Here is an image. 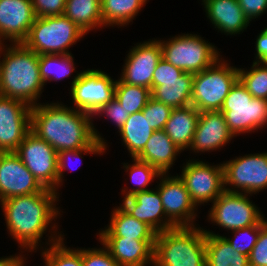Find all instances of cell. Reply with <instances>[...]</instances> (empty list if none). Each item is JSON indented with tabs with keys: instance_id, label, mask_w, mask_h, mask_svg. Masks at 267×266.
<instances>
[{
	"instance_id": "obj_10",
	"label": "cell",
	"mask_w": 267,
	"mask_h": 266,
	"mask_svg": "<svg viewBox=\"0 0 267 266\" xmlns=\"http://www.w3.org/2000/svg\"><path fill=\"white\" fill-rule=\"evenodd\" d=\"M69 83L74 109L93 115L115 97L117 79L101 69H86L76 73Z\"/></svg>"
},
{
	"instance_id": "obj_31",
	"label": "cell",
	"mask_w": 267,
	"mask_h": 266,
	"mask_svg": "<svg viewBox=\"0 0 267 266\" xmlns=\"http://www.w3.org/2000/svg\"><path fill=\"white\" fill-rule=\"evenodd\" d=\"M73 54H44L39 55V70L45 86L47 82H59L78 72L74 63Z\"/></svg>"
},
{
	"instance_id": "obj_45",
	"label": "cell",
	"mask_w": 267,
	"mask_h": 266,
	"mask_svg": "<svg viewBox=\"0 0 267 266\" xmlns=\"http://www.w3.org/2000/svg\"><path fill=\"white\" fill-rule=\"evenodd\" d=\"M255 59L257 62H267V26L264 27L255 41Z\"/></svg>"
},
{
	"instance_id": "obj_34",
	"label": "cell",
	"mask_w": 267,
	"mask_h": 266,
	"mask_svg": "<svg viewBox=\"0 0 267 266\" xmlns=\"http://www.w3.org/2000/svg\"><path fill=\"white\" fill-rule=\"evenodd\" d=\"M64 240L65 237L40 250L41 258L48 266H82V247H68Z\"/></svg>"
},
{
	"instance_id": "obj_36",
	"label": "cell",
	"mask_w": 267,
	"mask_h": 266,
	"mask_svg": "<svg viewBox=\"0 0 267 266\" xmlns=\"http://www.w3.org/2000/svg\"><path fill=\"white\" fill-rule=\"evenodd\" d=\"M105 150V145H103L100 141L97 139L89 146L84 147L82 149H77V150H68V151H60L58 152V165H57V174H58V193H59V188L63 186L64 180L63 179L65 176V172L67 170H73L71 167L68 165L71 162V159L75 160H80L82 162L83 155L87 154L89 155H104L106 154ZM73 162V161H72ZM78 162V161H77ZM71 165V164H70ZM70 168V169H69Z\"/></svg>"
},
{
	"instance_id": "obj_27",
	"label": "cell",
	"mask_w": 267,
	"mask_h": 266,
	"mask_svg": "<svg viewBox=\"0 0 267 266\" xmlns=\"http://www.w3.org/2000/svg\"><path fill=\"white\" fill-rule=\"evenodd\" d=\"M193 75L184 72L178 80L161 81V85L151 91L152 98L172 109L191 105Z\"/></svg>"
},
{
	"instance_id": "obj_42",
	"label": "cell",
	"mask_w": 267,
	"mask_h": 266,
	"mask_svg": "<svg viewBox=\"0 0 267 266\" xmlns=\"http://www.w3.org/2000/svg\"><path fill=\"white\" fill-rule=\"evenodd\" d=\"M35 17L63 15L66 0H31Z\"/></svg>"
},
{
	"instance_id": "obj_13",
	"label": "cell",
	"mask_w": 267,
	"mask_h": 266,
	"mask_svg": "<svg viewBox=\"0 0 267 266\" xmlns=\"http://www.w3.org/2000/svg\"><path fill=\"white\" fill-rule=\"evenodd\" d=\"M14 153L44 188L58 192V152L51 145L30 131Z\"/></svg>"
},
{
	"instance_id": "obj_3",
	"label": "cell",
	"mask_w": 267,
	"mask_h": 266,
	"mask_svg": "<svg viewBox=\"0 0 267 266\" xmlns=\"http://www.w3.org/2000/svg\"><path fill=\"white\" fill-rule=\"evenodd\" d=\"M44 87L39 55L23 43L0 44V96L21 100L32 107L40 103Z\"/></svg>"
},
{
	"instance_id": "obj_47",
	"label": "cell",
	"mask_w": 267,
	"mask_h": 266,
	"mask_svg": "<svg viewBox=\"0 0 267 266\" xmlns=\"http://www.w3.org/2000/svg\"><path fill=\"white\" fill-rule=\"evenodd\" d=\"M43 261H44V262H43V265H44V266H48V264H47L46 260H45V259H43Z\"/></svg>"
},
{
	"instance_id": "obj_24",
	"label": "cell",
	"mask_w": 267,
	"mask_h": 266,
	"mask_svg": "<svg viewBox=\"0 0 267 266\" xmlns=\"http://www.w3.org/2000/svg\"><path fill=\"white\" fill-rule=\"evenodd\" d=\"M110 215L107 227L100 228L96 237L156 239L157 232L153 228L128 214L120 205L115 206Z\"/></svg>"
},
{
	"instance_id": "obj_37",
	"label": "cell",
	"mask_w": 267,
	"mask_h": 266,
	"mask_svg": "<svg viewBox=\"0 0 267 266\" xmlns=\"http://www.w3.org/2000/svg\"><path fill=\"white\" fill-rule=\"evenodd\" d=\"M267 223V218L265 217L259 224L251 225L248 227L232 230L231 238L222 235L233 247L234 250L239 251L249 257L254 245L256 244L260 229Z\"/></svg>"
},
{
	"instance_id": "obj_44",
	"label": "cell",
	"mask_w": 267,
	"mask_h": 266,
	"mask_svg": "<svg viewBox=\"0 0 267 266\" xmlns=\"http://www.w3.org/2000/svg\"><path fill=\"white\" fill-rule=\"evenodd\" d=\"M238 2L250 22L267 13V0H238Z\"/></svg>"
},
{
	"instance_id": "obj_35",
	"label": "cell",
	"mask_w": 267,
	"mask_h": 266,
	"mask_svg": "<svg viewBox=\"0 0 267 266\" xmlns=\"http://www.w3.org/2000/svg\"><path fill=\"white\" fill-rule=\"evenodd\" d=\"M238 79L253 98L267 100V62L253 61L250 69L238 67Z\"/></svg>"
},
{
	"instance_id": "obj_6",
	"label": "cell",
	"mask_w": 267,
	"mask_h": 266,
	"mask_svg": "<svg viewBox=\"0 0 267 266\" xmlns=\"http://www.w3.org/2000/svg\"><path fill=\"white\" fill-rule=\"evenodd\" d=\"M157 40L162 49V58L184 72H201L222 57L218 51L220 49L199 34L182 33Z\"/></svg>"
},
{
	"instance_id": "obj_4",
	"label": "cell",
	"mask_w": 267,
	"mask_h": 266,
	"mask_svg": "<svg viewBox=\"0 0 267 266\" xmlns=\"http://www.w3.org/2000/svg\"><path fill=\"white\" fill-rule=\"evenodd\" d=\"M205 238L200 225L157 233L153 266H206Z\"/></svg>"
},
{
	"instance_id": "obj_15",
	"label": "cell",
	"mask_w": 267,
	"mask_h": 266,
	"mask_svg": "<svg viewBox=\"0 0 267 266\" xmlns=\"http://www.w3.org/2000/svg\"><path fill=\"white\" fill-rule=\"evenodd\" d=\"M119 78L127 84L149 88L152 91L154 70L162 58V49L157 38L138 42L131 46Z\"/></svg>"
},
{
	"instance_id": "obj_12",
	"label": "cell",
	"mask_w": 267,
	"mask_h": 266,
	"mask_svg": "<svg viewBox=\"0 0 267 266\" xmlns=\"http://www.w3.org/2000/svg\"><path fill=\"white\" fill-rule=\"evenodd\" d=\"M179 177L183 180L190 198L199 209L213 203L224 192L223 165L192 159L182 164Z\"/></svg>"
},
{
	"instance_id": "obj_43",
	"label": "cell",
	"mask_w": 267,
	"mask_h": 266,
	"mask_svg": "<svg viewBox=\"0 0 267 266\" xmlns=\"http://www.w3.org/2000/svg\"><path fill=\"white\" fill-rule=\"evenodd\" d=\"M249 266H267V223L260 229V234L249 257Z\"/></svg>"
},
{
	"instance_id": "obj_17",
	"label": "cell",
	"mask_w": 267,
	"mask_h": 266,
	"mask_svg": "<svg viewBox=\"0 0 267 266\" xmlns=\"http://www.w3.org/2000/svg\"><path fill=\"white\" fill-rule=\"evenodd\" d=\"M43 189L14 152L0 153V202L7 198L38 193Z\"/></svg>"
},
{
	"instance_id": "obj_41",
	"label": "cell",
	"mask_w": 267,
	"mask_h": 266,
	"mask_svg": "<svg viewBox=\"0 0 267 266\" xmlns=\"http://www.w3.org/2000/svg\"><path fill=\"white\" fill-rule=\"evenodd\" d=\"M184 73L183 70L176 68L171 63L161 58L156 66L152 78V90L161 85V81L178 80Z\"/></svg>"
},
{
	"instance_id": "obj_5",
	"label": "cell",
	"mask_w": 267,
	"mask_h": 266,
	"mask_svg": "<svg viewBox=\"0 0 267 266\" xmlns=\"http://www.w3.org/2000/svg\"><path fill=\"white\" fill-rule=\"evenodd\" d=\"M86 34L64 14L36 17L27 38L22 42L37 55L71 54L74 47Z\"/></svg>"
},
{
	"instance_id": "obj_23",
	"label": "cell",
	"mask_w": 267,
	"mask_h": 266,
	"mask_svg": "<svg viewBox=\"0 0 267 266\" xmlns=\"http://www.w3.org/2000/svg\"><path fill=\"white\" fill-rule=\"evenodd\" d=\"M181 153L183 151L175 145L164 130H156L135 158L150 164L160 174H167Z\"/></svg>"
},
{
	"instance_id": "obj_1",
	"label": "cell",
	"mask_w": 267,
	"mask_h": 266,
	"mask_svg": "<svg viewBox=\"0 0 267 266\" xmlns=\"http://www.w3.org/2000/svg\"><path fill=\"white\" fill-rule=\"evenodd\" d=\"M59 197L60 193L44 188L38 193L7 198L0 202L8 236L18 243L20 251L27 252V257L28 253L42 250L65 236L56 222L63 213L57 207ZM44 234L48 238L45 243L42 242L46 238L43 237Z\"/></svg>"
},
{
	"instance_id": "obj_26",
	"label": "cell",
	"mask_w": 267,
	"mask_h": 266,
	"mask_svg": "<svg viewBox=\"0 0 267 266\" xmlns=\"http://www.w3.org/2000/svg\"><path fill=\"white\" fill-rule=\"evenodd\" d=\"M206 266H249L248 256L234 250L219 233L205 230Z\"/></svg>"
},
{
	"instance_id": "obj_25",
	"label": "cell",
	"mask_w": 267,
	"mask_h": 266,
	"mask_svg": "<svg viewBox=\"0 0 267 266\" xmlns=\"http://www.w3.org/2000/svg\"><path fill=\"white\" fill-rule=\"evenodd\" d=\"M200 112L193 105L172 109L170 117L165 124L164 132L184 151L189 149L192 142Z\"/></svg>"
},
{
	"instance_id": "obj_33",
	"label": "cell",
	"mask_w": 267,
	"mask_h": 266,
	"mask_svg": "<svg viewBox=\"0 0 267 266\" xmlns=\"http://www.w3.org/2000/svg\"><path fill=\"white\" fill-rule=\"evenodd\" d=\"M152 97L151 89L124 83L117 79L115 98L129 115L140 112Z\"/></svg>"
},
{
	"instance_id": "obj_39",
	"label": "cell",
	"mask_w": 267,
	"mask_h": 266,
	"mask_svg": "<svg viewBox=\"0 0 267 266\" xmlns=\"http://www.w3.org/2000/svg\"><path fill=\"white\" fill-rule=\"evenodd\" d=\"M92 116L93 119L107 117V119L110 120L111 124L117 127L116 130L118 131L116 133H119V131L123 128L124 123L129 118L128 112L124 108H122L121 104L115 97L111 101L103 105Z\"/></svg>"
},
{
	"instance_id": "obj_19",
	"label": "cell",
	"mask_w": 267,
	"mask_h": 266,
	"mask_svg": "<svg viewBox=\"0 0 267 266\" xmlns=\"http://www.w3.org/2000/svg\"><path fill=\"white\" fill-rule=\"evenodd\" d=\"M35 18L31 0H0V44L22 43Z\"/></svg>"
},
{
	"instance_id": "obj_21",
	"label": "cell",
	"mask_w": 267,
	"mask_h": 266,
	"mask_svg": "<svg viewBox=\"0 0 267 266\" xmlns=\"http://www.w3.org/2000/svg\"><path fill=\"white\" fill-rule=\"evenodd\" d=\"M120 266H153L156 239L97 237Z\"/></svg>"
},
{
	"instance_id": "obj_20",
	"label": "cell",
	"mask_w": 267,
	"mask_h": 266,
	"mask_svg": "<svg viewBox=\"0 0 267 266\" xmlns=\"http://www.w3.org/2000/svg\"><path fill=\"white\" fill-rule=\"evenodd\" d=\"M119 205L131 216L147 223L157 233L176 227L166 217L156 187L135 193L133 196L123 199L122 204Z\"/></svg>"
},
{
	"instance_id": "obj_11",
	"label": "cell",
	"mask_w": 267,
	"mask_h": 266,
	"mask_svg": "<svg viewBox=\"0 0 267 266\" xmlns=\"http://www.w3.org/2000/svg\"><path fill=\"white\" fill-rule=\"evenodd\" d=\"M253 195L224 191L208 210L207 220L226 231L259 224L265 217L250 199Z\"/></svg>"
},
{
	"instance_id": "obj_8",
	"label": "cell",
	"mask_w": 267,
	"mask_h": 266,
	"mask_svg": "<svg viewBox=\"0 0 267 266\" xmlns=\"http://www.w3.org/2000/svg\"><path fill=\"white\" fill-rule=\"evenodd\" d=\"M220 111L234 137L267 127V100L253 98L239 79L230 89Z\"/></svg>"
},
{
	"instance_id": "obj_46",
	"label": "cell",
	"mask_w": 267,
	"mask_h": 266,
	"mask_svg": "<svg viewBox=\"0 0 267 266\" xmlns=\"http://www.w3.org/2000/svg\"><path fill=\"white\" fill-rule=\"evenodd\" d=\"M20 252L19 254L16 253L14 255L0 257V266H26V263L28 262L26 261L27 257H25L26 252L24 251Z\"/></svg>"
},
{
	"instance_id": "obj_18",
	"label": "cell",
	"mask_w": 267,
	"mask_h": 266,
	"mask_svg": "<svg viewBox=\"0 0 267 266\" xmlns=\"http://www.w3.org/2000/svg\"><path fill=\"white\" fill-rule=\"evenodd\" d=\"M234 138L221 111L200 112L196 130L188 151L197 155L223 150ZM192 151V152H191Z\"/></svg>"
},
{
	"instance_id": "obj_7",
	"label": "cell",
	"mask_w": 267,
	"mask_h": 266,
	"mask_svg": "<svg viewBox=\"0 0 267 266\" xmlns=\"http://www.w3.org/2000/svg\"><path fill=\"white\" fill-rule=\"evenodd\" d=\"M224 57L193 75L191 105L199 112L220 111L226 96L238 80V67Z\"/></svg>"
},
{
	"instance_id": "obj_16",
	"label": "cell",
	"mask_w": 267,
	"mask_h": 266,
	"mask_svg": "<svg viewBox=\"0 0 267 266\" xmlns=\"http://www.w3.org/2000/svg\"><path fill=\"white\" fill-rule=\"evenodd\" d=\"M31 131V106L0 96V153L15 152Z\"/></svg>"
},
{
	"instance_id": "obj_22",
	"label": "cell",
	"mask_w": 267,
	"mask_h": 266,
	"mask_svg": "<svg viewBox=\"0 0 267 266\" xmlns=\"http://www.w3.org/2000/svg\"><path fill=\"white\" fill-rule=\"evenodd\" d=\"M201 2L212 26L226 36L239 35L250 26V21L238 0H202Z\"/></svg>"
},
{
	"instance_id": "obj_29",
	"label": "cell",
	"mask_w": 267,
	"mask_h": 266,
	"mask_svg": "<svg viewBox=\"0 0 267 266\" xmlns=\"http://www.w3.org/2000/svg\"><path fill=\"white\" fill-rule=\"evenodd\" d=\"M149 0H101L103 26L126 27L133 23Z\"/></svg>"
},
{
	"instance_id": "obj_28",
	"label": "cell",
	"mask_w": 267,
	"mask_h": 266,
	"mask_svg": "<svg viewBox=\"0 0 267 266\" xmlns=\"http://www.w3.org/2000/svg\"><path fill=\"white\" fill-rule=\"evenodd\" d=\"M64 15L86 35L104 29L101 0H66Z\"/></svg>"
},
{
	"instance_id": "obj_2",
	"label": "cell",
	"mask_w": 267,
	"mask_h": 266,
	"mask_svg": "<svg viewBox=\"0 0 267 266\" xmlns=\"http://www.w3.org/2000/svg\"><path fill=\"white\" fill-rule=\"evenodd\" d=\"M93 123L92 115L63 102H40L31 107V132L57 152L82 149L96 139L107 150V140Z\"/></svg>"
},
{
	"instance_id": "obj_9",
	"label": "cell",
	"mask_w": 267,
	"mask_h": 266,
	"mask_svg": "<svg viewBox=\"0 0 267 266\" xmlns=\"http://www.w3.org/2000/svg\"><path fill=\"white\" fill-rule=\"evenodd\" d=\"M224 191L257 195L267 189V152L244 154L222 162Z\"/></svg>"
},
{
	"instance_id": "obj_14",
	"label": "cell",
	"mask_w": 267,
	"mask_h": 266,
	"mask_svg": "<svg viewBox=\"0 0 267 266\" xmlns=\"http://www.w3.org/2000/svg\"><path fill=\"white\" fill-rule=\"evenodd\" d=\"M155 187L159 191L166 217L176 226H197L198 208L190 198L183 180L171 173L160 174Z\"/></svg>"
},
{
	"instance_id": "obj_40",
	"label": "cell",
	"mask_w": 267,
	"mask_h": 266,
	"mask_svg": "<svg viewBox=\"0 0 267 266\" xmlns=\"http://www.w3.org/2000/svg\"><path fill=\"white\" fill-rule=\"evenodd\" d=\"M82 266H120L104 247L82 248Z\"/></svg>"
},
{
	"instance_id": "obj_38",
	"label": "cell",
	"mask_w": 267,
	"mask_h": 266,
	"mask_svg": "<svg viewBox=\"0 0 267 266\" xmlns=\"http://www.w3.org/2000/svg\"><path fill=\"white\" fill-rule=\"evenodd\" d=\"M172 108L166 104L150 98L142 112L144 117L149 121L150 127L156 130H163L168 121Z\"/></svg>"
},
{
	"instance_id": "obj_30",
	"label": "cell",
	"mask_w": 267,
	"mask_h": 266,
	"mask_svg": "<svg viewBox=\"0 0 267 266\" xmlns=\"http://www.w3.org/2000/svg\"><path fill=\"white\" fill-rule=\"evenodd\" d=\"M153 133L154 130L150 127L149 121L140 111L129 115L123 128L119 131V136L130 157L135 158L144 149Z\"/></svg>"
},
{
	"instance_id": "obj_32",
	"label": "cell",
	"mask_w": 267,
	"mask_h": 266,
	"mask_svg": "<svg viewBox=\"0 0 267 266\" xmlns=\"http://www.w3.org/2000/svg\"><path fill=\"white\" fill-rule=\"evenodd\" d=\"M132 163L129 162L121 163L123 164V170L129 172V180L131 184L135 187L129 188L128 186H123L121 189L122 198H128L133 196L135 193L150 190L148 186L158 179L160 173L150 164L143 162L137 158L131 159Z\"/></svg>"
}]
</instances>
